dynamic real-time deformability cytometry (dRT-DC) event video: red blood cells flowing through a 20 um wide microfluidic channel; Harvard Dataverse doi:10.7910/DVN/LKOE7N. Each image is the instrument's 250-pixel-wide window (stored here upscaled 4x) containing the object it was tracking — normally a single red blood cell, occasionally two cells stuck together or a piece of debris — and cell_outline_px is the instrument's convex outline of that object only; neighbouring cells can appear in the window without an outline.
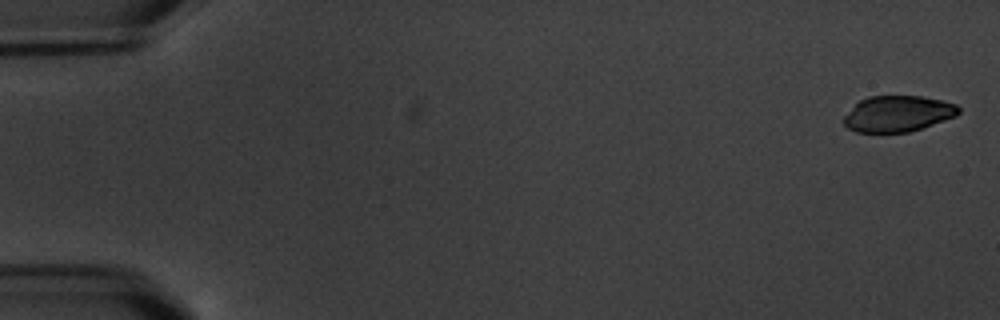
{"species": "common noctule bat (a hibernating species)", "species_latin": "Nyctalus noctula", "temperature_condition": "warm", "stored_images_in_passage": 5, "camera_frame_rate_fps": 3000, "um_per_image_px": 0.085, "animal": {"sex": "male", "body_mass_g": 20.1, "forearm_length_mm": 53.5}, "frame": {"image": 1, "passage_image": 1, "time_ms": 0.0, "image_size_px": [1000, 320], "cell_outline_px": [[960, 112], [956, 116], [908, 132], [856, 132], [848, 128], [844, 124], [844, 116], [860, 100], [868, 96], [920, 96], [940, 100], [956, 104], [960, 108]], "centroid_in_image_um": [76.31, 9.66], "position_along_channel_um": 8.7, "area_um2": 23.81}}
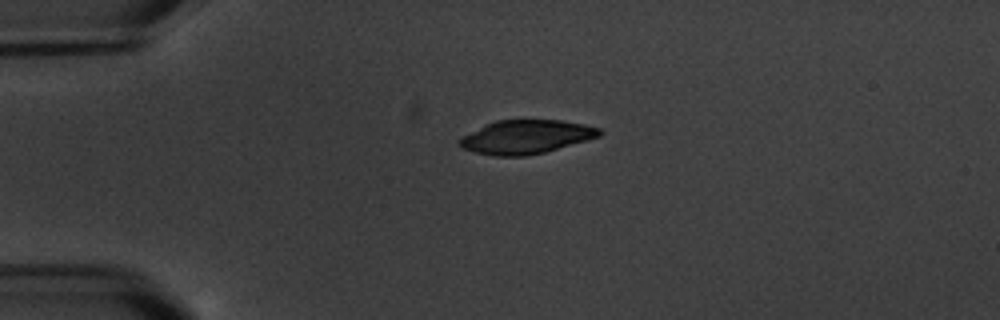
{"frame": {"image": 2, "passage_image": 4, "time_ms": 4.333, "image_size_px": [1000, 320], "cell_outline_px": [[604, 132], [600, 136], [588, 140], [544, 152], [524, 156], [492, 156], [460, 148], [456, 144], [456, 140], [496, 120], [524, 116], [564, 120], [584, 124], [600, 128]], "centroid_in_image_um": [44.73, 11.59], "position_along_channel_um": 40.3, "area_um2": 28.44}}